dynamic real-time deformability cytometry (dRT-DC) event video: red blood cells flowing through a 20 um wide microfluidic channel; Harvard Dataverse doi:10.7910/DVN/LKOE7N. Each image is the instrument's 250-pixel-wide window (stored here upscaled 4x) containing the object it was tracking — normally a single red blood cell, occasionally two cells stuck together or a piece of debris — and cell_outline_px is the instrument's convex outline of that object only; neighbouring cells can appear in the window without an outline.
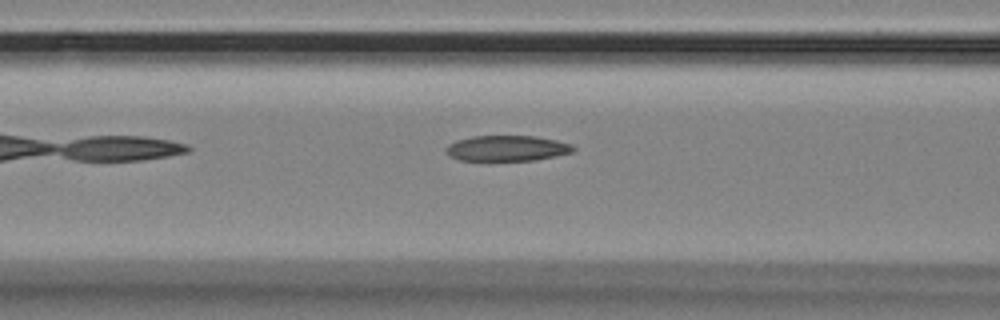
{"species": "Egyptian fruit bat (a non-hibernating species)", "species_latin": "Rousettus aegyptiacus", "temperature_condition": "room temperature", "stored_images_in_passage": 33, "camera_frame_rate_fps": 3000, "um_per_image_px": 0.085, "animal": {"sex": "female"}, "frame": {"image": 1, "passage_image": 5, "time_ms": 1.333, "image_size_px": [1000, 320], "cell_outline_px": [[576, 148], [572, 152], [556, 156], [536, 160], [460, 160], [452, 156], [444, 148], [448, 144], [456, 140], [472, 136], [536, 136], [556, 140], [572, 144]], "centroid_in_image_um": [43.12, 12.59], "position_along_channel_um": 123.5, "area_um2": 18.9}}
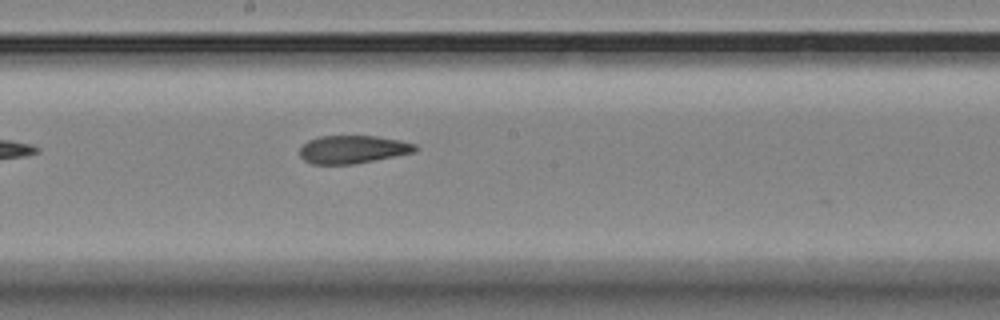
{"frame": {"image": 2, "passage_image": 13, "time_ms": 4.0, "image_size_px": [1000, 320], "cell_outline_px": [[420, 148], [416, 152], [352, 164], [312, 164], [304, 160], [300, 156], [300, 148], [308, 140], [320, 136], [376, 136], [400, 140], [416, 144]], "centroid_in_image_um": [30.01, 12.69], "position_along_channel_um": 218.2, "area_um2": 18.84}}
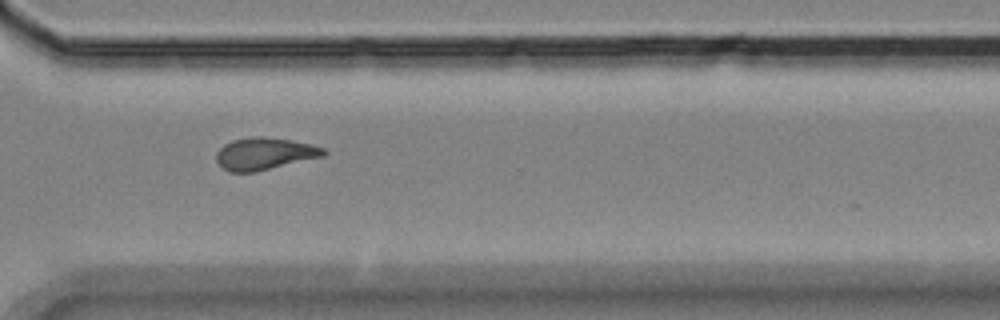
{"frame": {"image": 3, "passage_image": 24, "time_ms": 7.667, "image_size_px": [1000, 320], "cell_outline_px": [[328, 152], [324, 156], [256, 172], [228, 172], [216, 160], [216, 152], [224, 144], [232, 140], [252, 136], [264, 136], [292, 140], [312, 144], [324, 148]], "centroid_in_image_um": [22.5, 13.06], "position_along_channel_um": 348.1, "area_um2": 20.29}}